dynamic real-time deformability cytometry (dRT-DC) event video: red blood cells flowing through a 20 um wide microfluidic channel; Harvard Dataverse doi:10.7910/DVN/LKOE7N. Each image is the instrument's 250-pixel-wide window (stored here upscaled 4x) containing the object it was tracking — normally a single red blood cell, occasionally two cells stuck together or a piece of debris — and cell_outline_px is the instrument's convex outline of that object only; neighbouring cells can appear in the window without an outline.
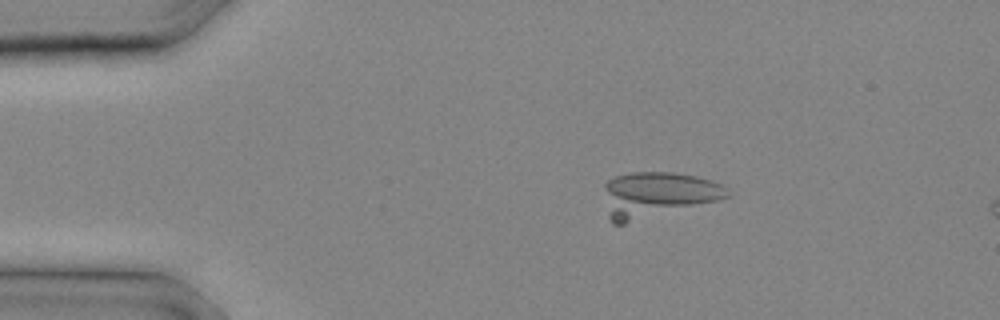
{"species": "common noctule bat (a hibernating species)", "species_latin": "Nyctalus noctula", "temperature_condition": "cold", "stored_images_in_passage": 26, "camera_frame_rate_fps": 3000, "um_per_image_px": 0.085, "animal": {"sex": "male", "body_mass_g": 20.4}, "frame": {"image": 1, "passage_image": 6, "time_ms": 1.667, "image_size_px": [1000, 320], "cell_outline_px": [[728, 196], [716, 200], [624, 224], [612, 224], [608, 216], [604, 188], [604, 184], [608, 180], [616, 176], [632, 172], [672, 172], [696, 176], [712, 180], [724, 184], [728, 188]], "centroid_in_image_um": [55.84, 16.53], "position_along_channel_um": 29.2, "area_um2": 32.43}}
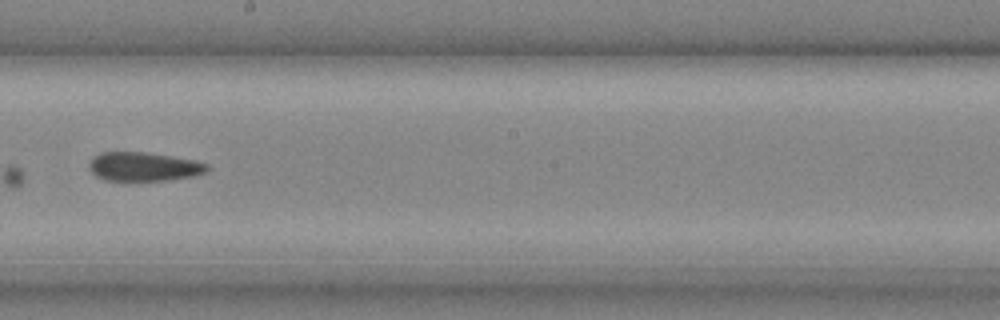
{"frame": {"image": 2, "passage_image": 16, "time_ms": 5.0, "image_size_px": [1000, 320], "cell_outline_px": [[212, 168], [208, 172], [192, 176], [168, 180], [104, 180], [96, 176], [88, 168], [88, 164], [92, 156], [100, 152], [148, 152], [196, 160], [208, 164]], "centroid_in_image_um": [12.23, 14.15], "position_along_channel_um": 236.0, "area_um2": 20.17}}